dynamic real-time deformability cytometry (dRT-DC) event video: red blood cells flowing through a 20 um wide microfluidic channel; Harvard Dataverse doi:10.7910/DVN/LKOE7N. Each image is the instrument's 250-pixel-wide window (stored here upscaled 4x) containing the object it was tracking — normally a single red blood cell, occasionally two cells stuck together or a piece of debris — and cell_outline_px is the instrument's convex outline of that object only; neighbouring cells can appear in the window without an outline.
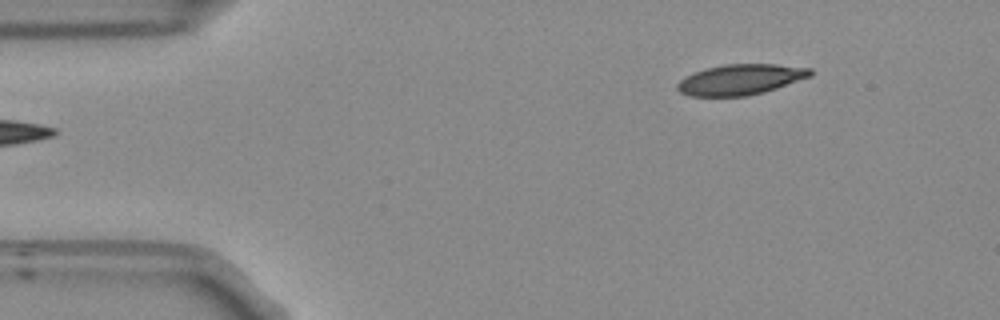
{"species": "Egyptian fruit bat (a non-hibernating species)", "species_latin": "Rousettus aegyptiacus", "temperature_condition": "room temperature", "stored_images_in_passage": 47, "camera_frame_rate_fps": 3000, "um_per_image_px": 0.085, "frame": {"image": 1, "passage_image": 1, "time_ms": 0.0, "image_size_px": [1000, 320], "cell_outline_px": [[812, 76], [764, 92], [748, 96], [692, 96], [680, 92], [676, 88], [676, 84], [684, 76], [692, 72], [704, 68], [724, 64], [776, 64], [812, 68]], "centroid_in_image_um": [62.92, 6.75], "position_along_channel_um": 22.1, "area_um2": 23.87}}
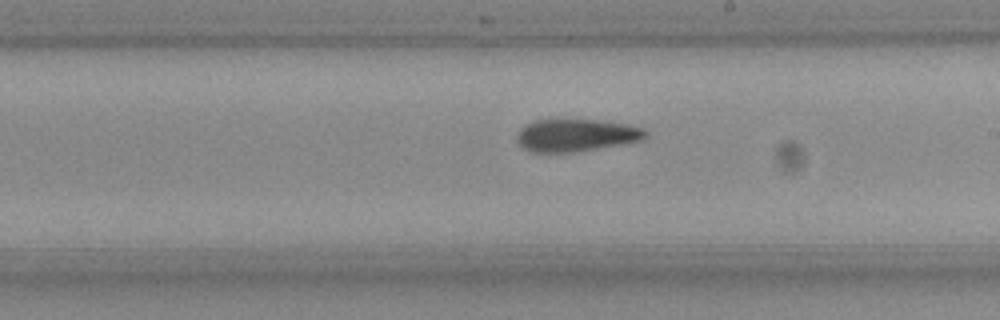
{"frame": {"image": 2, "passage_image": 24, "time_ms": 7.667, "image_size_px": [1000, 320], "cell_outline_px": [[648, 136], [644, 140], [572, 152], [532, 152], [524, 148], [516, 140], [516, 136], [520, 128], [524, 124], [536, 120], [556, 116], [560, 116], [600, 120], [628, 124], [644, 128], [648, 132]], "centroid_in_image_um": [48.95, 11.43], "position_along_channel_um": 240.1, "area_um2": 25.32}}
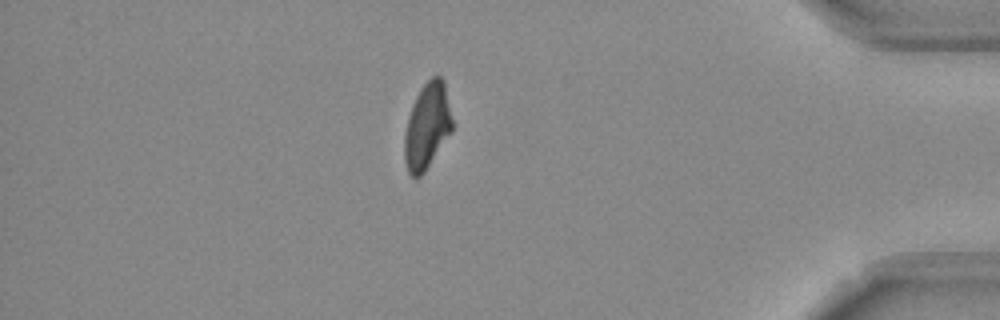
{"frame": {"image": 3, "passage_image": 40, "time_ms": 13.0, "image_size_px": [1000, 320], "cell_outline_px": [[452, 132], [424, 172], [420, 176], [412, 176], [408, 172], [404, 160], [404, 136], [408, 116], [412, 104], [420, 88], [432, 76], [440, 76], [444, 80], [452, 120]], "centroid_in_image_um": [36.3, 10.71], "position_along_channel_um": 398.9, "area_um2": 23.87}, "authors_computed_cell_mechanics": {"area_um2": 24.6228, "velocity_mm_per_s": 3.7512, "shape_relaxation_time_tau1_ms": 8.297, "shape_relaxation_time_tau2_ms": 5.0544, "deformation_change_tau1": 0.2049, "deformation_change_tau2": 0.117}}